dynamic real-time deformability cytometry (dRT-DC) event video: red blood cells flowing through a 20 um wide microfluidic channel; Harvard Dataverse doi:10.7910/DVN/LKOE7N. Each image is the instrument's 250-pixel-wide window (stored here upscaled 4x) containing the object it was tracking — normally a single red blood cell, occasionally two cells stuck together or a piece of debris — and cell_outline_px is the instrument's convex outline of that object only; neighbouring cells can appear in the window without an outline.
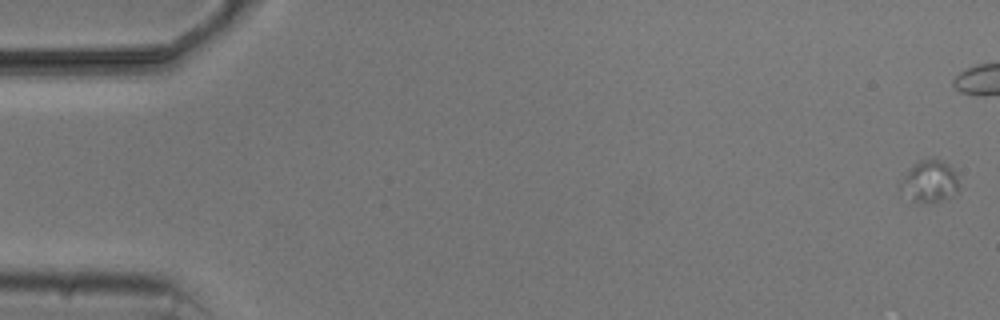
{"species": "common noctule bat (a hibernating species)", "species_latin": "Nyctalus noctula", "temperature_condition": "cold", "stored_images_in_passage": 8, "camera_frame_rate_fps": 3000, "um_per_image_px": 0.085, "animal": {"sex": "male", "body_mass_g": 20.5, "forearm_length_mm": 52.5}, "frame": {"image": 1, "passage_image": 1, "time_ms": 0.0, "image_size_px": [1000, 320], "cell_outline_px": [[956, 192], [948, 200], [928, 204], [916, 204], [896, 188], [900, 180], [908, 168], [912, 164], [920, 160], [944, 160], [952, 168], [956, 176]], "centroid_in_image_um": [78.92, 15.47], "position_along_channel_um": 6.1, "area_um2": 14.8}}